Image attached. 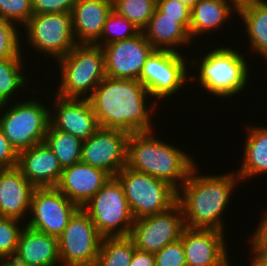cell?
I'll list each match as a JSON object with an SVG mask.
<instances>
[{
    "label": "cell",
    "instance_id": "11",
    "mask_svg": "<svg viewBox=\"0 0 267 266\" xmlns=\"http://www.w3.org/2000/svg\"><path fill=\"white\" fill-rule=\"evenodd\" d=\"M102 236L89 215L79 208L58 237L63 266H95Z\"/></svg>",
    "mask_w": 267,
    "mask_h": 266
},
{
    "label": "cell",
    "instance_id": "23",
    "mask_svg": "<svg viewBox=\"0 0 267 266\" xmlns=\"http://www.w3.org/2000/svg\"><path fill=\"white\" fill-rule=\"evenodd\" d=\"M189 27L190 18L164 17V14L156 7L142 32L155 49L178 51L177 47L189 45L192 41L189 36Z\"/></svg>",
    "mask_w": 267,
    "mask_h": 266
},
{
    "label": "cell",
    "instance_id": "9",
    "mask_svg": "<svg viewBox=\"0 0 267 266\" xmlns=\"http://www.w3.org/2000/svg\"><path fill=\"white\" fill-rule=\"evenodd\" d=\"M23 28L30 48L56 61L77 45L71 13L33 14Z\"/></svg>",
    "mask_w": 267,
    "mask_h": 266
},
{
    "label": "cell",
    "instance_id": "32",
    "mask_svg": "<svg viewBox=\"0 0 267 266\" xmlns=\"http://www.w3.org/2000/svg\"><path fill=\"white\" fill-rule=\"evenodd\" d=\"M21 220L0 216V259L14 257L21 230ZM22 227V228H21Z\"/></svg>",
    "mask_w": 267,
    "mask_h": 266
},
{
    "label": "cell",
    "instance_id": "31",
    "mask_svg": "<svg viewBox=\"0 0 267 266\" xmlns=\"http://www.w3.org/2000/svg\"><path fill=\"white\" fill-rule=\"evenodd\" d=\"M140 32V29L132 22L112 10L106 19L100 39L94 45L103 47L110 43L133 38Z\"/></svg>",
    "mask_w": 267,
    "mask_h": 266
},
{
    "label": "cell",
    "instance_id": "20",
    "mask_svg": "<svg viewBox=\"0 0 267 266\" xmlns=\"http://www.w3.org/2000/svg\"><path fill=\"white\" fill-rule=\"evenodd\" d=\"M34 189L18 167L3 169L0 174V216L24 220L30 213Z\"/></svg>",
    "mask_w": 267,
    "mask_h": 266
},
{
    "label": "cell",
    "instance_id": "7",
    "mask_svg": "<svg viewBox=\"0 0 267 266\" xmlns=\"http://www.w3.org/2000/svg\"><path fill=\"white\" fill-rule=\"evenodd\" d=\"M82 209L102 237L129 236L134 218L116 177H110Z\"/></svg>",
    "mask_w": 267,
    "mask_h": 266
},
{
    "label": "cell",
    "instance_id": "18",
    "mask_svg": "<svg viewBox=\"0 0 267 266\" xmlns=\"http://www.w3.org/2000/svg\"><path fill=\"white\" fill-rule=\"evenodd\" d=\"M110 177L104 170L80 161L62 169L56 188L79 208H82Z\"/></svg>",
    "mask_w": 267,
    "mask_h": 266
},
{
    "label": "cell",
    "instance_id": "36",
    "mask_svg": "<svg viewBox=\"0 0 267 266\" xmlns=\"http://www.w3.org/2000/svg\"><path fill=\"white\" fill-rule=\"evenodd\" d=\"M76 0H32L34 14L71 13Z\"/></svg>",
    "mask_w": 267,
    "mask_h": 266
},
{
    "label": "cell",
    "instance_id": "43",
    "mask_svg": "<svg viewBox=\"0 0 267 266\" xmlns=\"http://www.w3.org/2000/svg\"><path fill=\"white\" fill-rule=\"evenodd\" d=\"M181 2L182 4L186 5L188 8L192 9L194 5L199 1V0H177Z\"/></svg>",
    "mask_w": 267,
    "mask_h": 266
},
{
    "label": "cell",
    "instance_id": "2",
    "mask_svg": "<svg viewBox=\"0 0 267 266\" xmlns=\"http://www.w3.org/2000/svg\"><path fill=\"white\" fill-rule=\"evenodd\" d=\"M197 171L195 165L177 190V202L182 208L185 226L224 232L222 215L229 205L234 187L241 180L235 172L199 176Z\"/></svg>",
    "mask_w": 267,
    "mask_h": 266
},
{
    "label": "cell",
    "instance_id": "1",
    "mask_svg": "<svg viewBox=\"0 0 267 266\" xmlns=\"http://www.w3.org/2000/svg\"><path fill=\"white\" fill-rule=\"evenodd\" d=\"M147 97L151 95L138 80L106 76L88 99L100 127L133 134L154 131L151 115L158 103L148 106Z\"/></svg>",
    "mask_w": 267,
    "mask_h": 266
},
{
    "label": "cell",
    "instance_id": "12",
    "mask_svg": "<svg viewBox=\"0 0 267 266\" xmlns=\"http://www.w3.org/2000/svg\"><path fill=\"white\" fill-rule=\"evenodd\" d=\"M185 227L182 208L176 202L164 212L134 220L129 237L137 250L155 254L179 240Z\"/></svg>",
    "mask_w": 267,
    "mask_h": 266
},
{
    "label": "cell",
    "instance_id": "25",
    "mask_svg": "<svg viewBox=\"0 0 267 266\" xmlns=\"http://www.w3.org/2000/svg\"><path fill=\"white\" fill-rule=\"evenodd\" d=\"M237 13L245 25L249 47L267 61V1L239 0Z\"/></svg>",
    "mask_w": 267,
    "mask_h": 266
},
{
    "label": "cell",
    "instance_id": "19",
    "mask_svg": "<svg viewBox=\"0 0 267 266\" xmlns=\"http://www.w3.org/2000/svg\"><path fill=\"white\" fill-rule=\"evenodd\" d=\"M17 167L35 188L56 187L62 173L56 155L45 142L20 151Z\"/></svg>",
    "mask_w": 267,
    "mask_h": 266
},
{
    "label": "cell",
    "instance_id": "34",
    "mask_svg": "<svg viewBox=\"0 0 267 266\" xmlns=\"http://www.w3.org/2000/svg\"><path fill=\"white\" fill-rule=\"evenodd\" d=\"M33 14L32 0H0L1 19L24 26Z\"/></svg>",
    "mask_w": 267,
    "mask_h": 266
},
{
    "label": "cell",
    "instance_id": "17",
    "mask_svg": "<svg viewBox=\"0 0 267 266\" xmlns=\"http://www.w3.org/2000/svg\"><path fill=\"white\" fill-rule=\"evenodd\" d=\"M55 113L50 115V124L63 132L87 140L99 128L98 120L89 99L62 98L54 96Z\"/></svg>",
    "mask_w": 267,
    "mask_h": 266
},
{
    "label": "cell",
    "instance_id": "16",
    "mask_svg": "<svg viewBox=\"0 0 267 266\" xmlns=\"http://www.w3.org/2000/svg\"><path fill=\"white\" fill-rule=\"evenodd\" d=\"M224 232L185 227L181 234L186 266H231Z\"/></svg>",
    "mask_w": 267,
    "mask_h": 266
},
{
    "label": "cell",
    "instance_id": "15",
    "mask_svg": "<svg viewBox=\"0 0 267 266\" xmlns=\"http://www.w3.org/2000/svg\"><path fill=\"white\" fill-rule=\"evenodd\" d=\"M106 76L116 79L138 80L147 58L155 48L141 31L135 37L102 47Z\"/></svg>",
    "mask_w": 267,
    "mask_h": 266
},
{
    "label": "cell",
    "instance_id": "29",
    "mask_svg": "<svg viewBox=\"0 0 267 266\" xmlns=\"http://www.w3.org/2000/svg\"><path fill=\"white\" fill-rule=\"evenodd\" d=\"M22 61L23 58L0 59V111L9 106L7 103L11 102L18 89L26 86L27 79L22 75L25 64Z\"/></svg>",
    "mask_w": 267,
    "mask_h": 266
},
{
    "label": "cell",
    "instance_id": "40",
    "mask_svg": "<svg viewBox=\"0 0 267 266\" xmlns=\"http://www.w3.org/2000/svg\"><path fill=\"white\" fill-rule=\"evenodd\" d=\"M129 266H156L155 256L135 249Z\"/></svg>",
    "mask_w": 267,
    "mask_h": 266
},
{
    "label": "cell",
    "instance_id": "13",
    "mask_svg": "<svg viewBox=\"0 0 267 266\" xmlns=\"http://www.w3.org/2000/svg\"><path fill=\"white\" fill-rule=\"evenodd\" d=\"M79 207L56 187L35 188L26 226L59 237Z\"/></svg>",
    "mask_w": 267,
    "mask_h": 266
},
{
    "label": "cell",
    "instance_id": "6",
    "mask_svg": "<svg viewBox=\"0 0 267 266\" xmlns=\"http://www.w3.org/2000/svg\"><path fill=\"white\" fill-rule=\"evenodd\" d=\"M115 177L123 187L134 220L164 212L177 202V190L149 174L125 166Z\"/></svg>",
    "mask_w": 267,
    "mask_h": 266
},
{
    "label": "cell",
    "instance_id": "35",
    "mask_svg": "<svg viewBox=\"0 0 267 266\" xmlns=\"http://www.w3.org/2000/svg\"><path fill=\"white\" fill-rule=\"evenodd\" d=\"M156 266H186L182 240L167 244L154 254Z\"/></svg>",
    "mask_w": 267,
    "mask_h": 266
},
{
    "label": "cell",
    "instance_id": "38",
    "mask_svg": "<svg viewBox=\"0 0 267 266\" xmlns=\"http://www.w3.org/2000/svg\"><path fill=\"white\" fill-rule=\"evenodd\" d=\"M18 156L19 153L0 130V168L9 169L17 167Z\"/></svg>",
    "mask_w": 267,
    "mask_h": 266
},
{
    "label": "cell",
    "instance_id": "39",
    "mask_svg": "<svg viewBox=\"0 0 267 266\" xmlns=\"http://www.w3.org/2000/svg\"><path fill=\"white\" fill-rule=\"evenodd\" d=\"M253 256L251 266H267V242H250ZM255 254V255H254Z\"/></svg>",
    "mask_w": 267,
    "mask_h": 266
},
{
    "label": "cell",
    "instance_id": "28",
    "mask_svg": "<svg viewBox=\"0 0 267 266\" xmlns=\"http://www.w3.org/2000/svg\"><path fill=\"white\" fill-rule=\"evenodd\" d=\"M135 249L129 236L102 237L95 266H129Z\"/></svg>",
    "mask_w": 267,
    "mask_h": 266
},
{
    "label": "cell",
    "instance_id": "4",
    "mask_svg": "<svg viewBox=\"0 0 267 266\" xmlns=\"http://www.w3.org/2000/svg\"><path fill=\"white\" fill-rule=\"evenodd\" d=\"M57 62L61 84L56 95L62 98L88 99L106 77L105 55L102 47L96 45L77 44Z\"/></svg>",
    "mask_w": 267,
    "mask_h": 266
},
{
    "label": "cell",
    "instance_id": "41",
    "mask_svg": "<svg viewBox=\"0 0 267 266\" xmlns=\"http://www.w3.org/2000/svg\"><path fill=\"white\" fill-rule=\"evenodd\" d=\"M263 217L257 226V230L250 236L249 242H267V211H264Z\"/></svg>",
    "mask_w": 267,
    "mask_h": 266
},
{
    "label": "cell",
    "instance_id": "22",
    "mask_svg": "<svg viewBox=\"0 0 267 266\" xmlns=\"http://www.w3.org/2000/svg\"><path fill=\"white\" fill-rule=\"evenodd\" d=\"M14 258L28 266H56L61 263L58 238L24 225Z\"/></svg>",
    "mask_w": 267,
    "mask_h": 266
},
{
    "label": "cell",
    "instance_id": "24",
    "mask_svg": "<svg viewBox=\"0 0 267 266\" xmlns=\"http://www.w3.org/2000/svg\"><path fill=\"white\" fill-rule=\"evenodd\" d=\"M230 4V5H229ZM239 0H199L190 13L189 36H199L204 32L211 33L215 28L226 24L231 13L238 11ZM229 19V20H228Z\"/></svg>",
    "mask_w": 267,
    "mask_h": 266
},
{
    "label": "cell",
    "instance_id": "3",
    "mask_svg": "<svg viewBox=\"0 0 267 266\" xmlns=\"http://www.w3.org/2000/svg\"><path fill=\"white\" fill-rule=\"evenodd\" d=\"M153 132L129 134L126 167L166 181L178 190L197 164L189 154L156 138Z\"/></svg>",
    "mask_w": 267,
    "mask_h": 266
},
{
    "label": "cell",
    "instance_id": "14",
    "mask_svg": "<svg viewBox=\"0 0 267 266\" xmlns=\"http://www.w3.org/2000/svg\"><path fill=\"white\" fill-rule=\"evenodd\" d=\"M128 136L121 130L100 127L83 141L81 161L115 177L126 166Z\"/></svg>",
    "mask_w": 267,
    "mask_h": 266
},
{
    "label": "cell",
    "instance_id": "26",
    "mask_svg": "<svg viewBox=\"0 0 267 266\" xmlns=\"http://www.w3.org/2000/svg\"><path fill=\"white\" fill-rule=\"evenodd\" d=\"M244 158L237 175L240 180L267 173V127L246 126Z\"/></svg>",
    "mask_w": 267,
    "mask_h": 266
},
{
    "label": "cell",
    "instance_id": "33",
    "mask_svg": "<svg viewBox=\"0 0 267 266\" xmlns=\"http://www.w3.org/2000/svg\"><path fill=\"white\" fill-rule=\"evenodd\" d=\"M17 27L16 24L0 18V59L22 58L21 38Z\"/></svg>",
    "mask_w": 267,
    "mask_h": 266
},
{
    "label": "cell",
    "instance_id": "30",
    "mask_svg": "<svg viewBox=\"0 0 267 266\" xmlns=\"http://www.w3.org/2000/svg\"><path fill=\"white\" fill-rule=\"evenodd\" d=\"M157 7V0H112V10L142 31Z\"/></svg>",
    "mask_w": 267,
    "mask_h": 266
},
{
    "label": "cell",
    "instance_id": "21",
    "mask_svg": "<svg viewBox=\"0 0 267 266\" xmlns=\"http://www.w3.org/2000/svg\"><path fill=\"white\" fill-rule=\"evenodd\" d=\"M112 11V0H76L71 19L77 44L94 45Z\"/></svg>",
    "mask_w": 267,
    "mask_h": 266
},
{
    "label": "cell",
    "instance_id": "37",
    "mask_svg": "<svg viewBox=\"0 0 267 266\" xmlns=\"http://www.w3.org/2000/svg\"><path fill=\"white\" fill-rule=\"evenodd\" d=\"M157 8L170 18H190L191 9L177 0H157Z\"/></svg>",
    "mask_w": 267,
    "mask_h": 266
},
{
    "label": "cell",
    "instance_id": "27",
    "mask_svg": "<svg viewBox=\"0 0 267 266\" xmlns=\"http://www.w3.org/2000/svg\"><path fill=\"white\" fill-rule=\"evenodd\" d=\"M44 142L56 155L62 169L81 161L83 141L72 134L60 131L50 124Z\"/></svg>",
    "mask_w": 267,
    "mask_h": 266
},
{
    "label": "cell",
    "instance_id": "8",
    "mask_svg": "<svg viewBox=\"0 0 267 266\" xmlns=\"http://www.w3.org/2000/svg\"><path fill=\"white\" fill-rule=\"evenodd\" d=\"M11 105L0 116V130L10 144L19 153L43 143L50 125V109L38 100H23Z\"/></svg>",
    "mask_w": 267,
    "mask_h": 266
},
{
    "label": "cell",
    "instance_id": "42",
    "mask_svg": "<svg viewBox=\"0 0 267 266\" xmlns=\"http://www.w3.org/2000/svg\"><path fill=\"white\" fill-rule=\"evenodd\" d=\"M0 266H28L22 262H19L14 257L0 259Z\"/></svg>",
    "mask_w": 267,
    "mask_h": 266
},
{
    "label": "cell",
    "instance_id": "10",
    "mask_svg": "<svg viewBox=\"0 0 267 266\" xmlns=\"http://www.w3.org/2000/svg\"><path fill=\"white\" fill-rule=\"evenodd\" d=\"M179 51L155 49L147 58L138 81L151 97L165 99L178 93L190 76L185 56ZM186 61V62H185ZM189 76V77H187ZM178 91V92H177Z\"/></svg>",
    "mask_w": 267,
    "mask_h": 266
},
{
    "label": "cell",
    "instance_id": "5",
    "mask_svg": "<svg viewBox=\"0 0 267 266\" xmlns=\"http://www.w3.org/2000/svg\"><path fill=\"white\" fill-rule=\"evenodd\" d=\"M245 60L243 54L229 46L215 47L199 61V79L190 76L187 80H199L212 96L230 98L241 93L248 84L249 65Z\"/></svg>",
    "mask_w": 267,
    "mask_h": 266
}]
</instances>
